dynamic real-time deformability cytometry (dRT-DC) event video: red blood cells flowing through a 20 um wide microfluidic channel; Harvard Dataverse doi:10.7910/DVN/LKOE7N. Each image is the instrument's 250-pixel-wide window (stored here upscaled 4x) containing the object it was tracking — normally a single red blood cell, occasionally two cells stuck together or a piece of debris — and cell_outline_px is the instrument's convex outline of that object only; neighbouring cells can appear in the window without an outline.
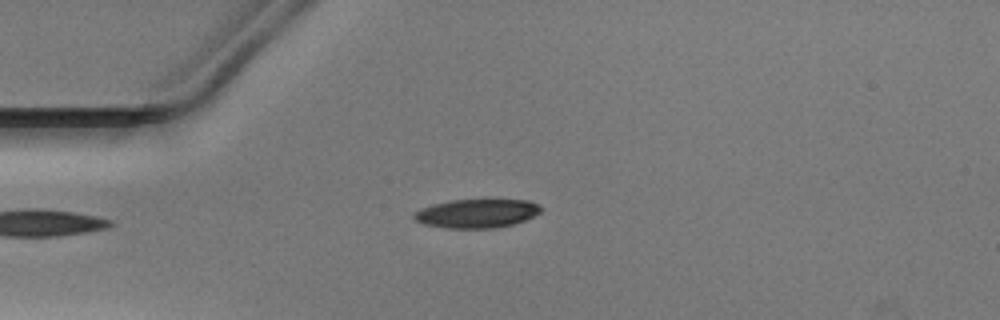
{"species": "Egyptian fruit bat (a non-hibernating species)", "species_latin": "Rousettus aegyptiacus", "temperature_condition": "warm", "stored_images_in_passage": 2, "camera_frame_rate_fps": 3000, "um_per_image_px": 0.085, "animal": {"sex": "male"}, "frame": {"image": 1, "passage_image": 1, "time_ms": 0.0, "image_size_px": [1000, 320], "cell_outline_px": [[544, 208], [540, 212], [524, 220], [512, 224], [496, 228], [444, 228], [424, 224], [416, 220], [412, 216], [420, 208], [432, 204], [452, 200], [528, 200]], "centroid_in_image_um": [40.51, 18.14], "position_along_channel_um": 44.5, "area_um2": 21.15}}